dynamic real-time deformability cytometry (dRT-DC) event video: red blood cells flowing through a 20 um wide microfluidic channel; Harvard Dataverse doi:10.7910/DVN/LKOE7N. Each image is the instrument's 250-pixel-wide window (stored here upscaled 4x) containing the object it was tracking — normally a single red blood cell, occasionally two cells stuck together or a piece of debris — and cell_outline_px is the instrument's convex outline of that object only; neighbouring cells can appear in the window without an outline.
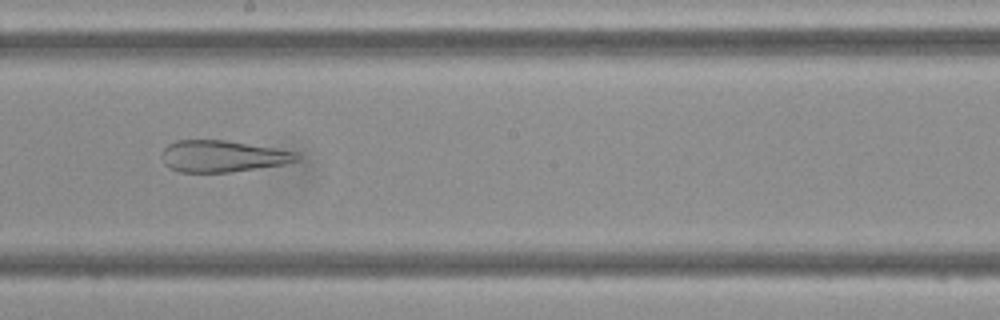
{"species": "Egyptian fruit bat (a non-hibernating species)", "species_latin": "Rousettus aegyptiacus", "temperature_condition": "cold", "stored_images_in_passage": 47, "camera_frame_rate_fps": 3000, "um_per_image_px": 0.085, "frame": {"image": 1, "passage_image": 27, "time_ms": 8.667, "image_size_px": [1000, 320], "cell_outline_px": [[300, 160], [284, 164], [228, 172], [180, 172], [168, 168], [164, 164], [160, 156], [164, 148], [168, 144], [176, 140], [224, 140], [296, 152], [300, 156]], "centroid_in_image_um": [18.86, 13.28], "position_along_channel_um": 229.3, "area_um2": 24.74}}
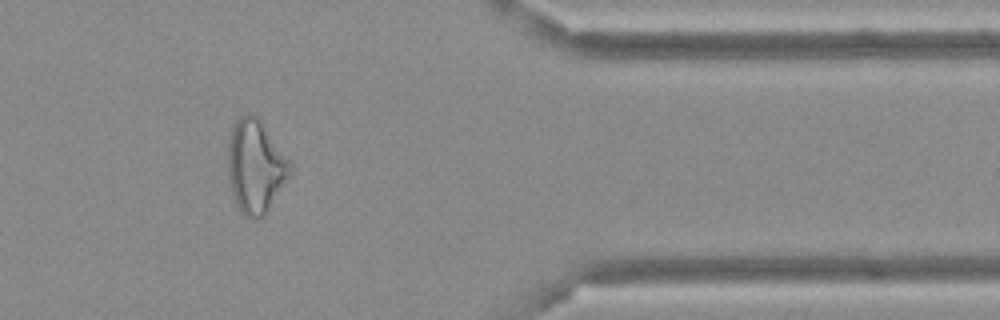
{"frame": {"image": 2, "passage_image": 40, "time_ms": 13.0, "image_size_px": [1000, 320], "cell_outline_px": [[292, 172], [264, 216], [260, 220], [252, 220], [244, 216], [240, 212], [236, 204], [232, 192], [228, 176], [228, 140], [232, 128], [236, 120], [240, 116], [248, 112], [256, 116], [260, 120], [292, 164]], "centroid_in_image_um": [21.7, 14.18], "position_along_channel_um": 389.7, "area_um2": 33.81}}